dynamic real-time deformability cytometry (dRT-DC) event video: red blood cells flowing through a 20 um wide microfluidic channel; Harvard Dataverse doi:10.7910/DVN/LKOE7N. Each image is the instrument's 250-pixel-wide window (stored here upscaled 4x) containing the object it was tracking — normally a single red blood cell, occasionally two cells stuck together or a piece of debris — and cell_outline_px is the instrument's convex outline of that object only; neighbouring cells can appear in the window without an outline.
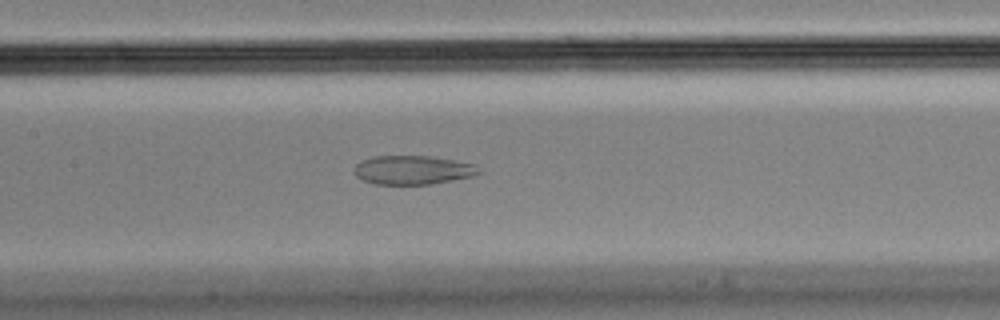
{"species": "Egyptian fruit bat (a non-hibernating species)", "species_latin": "Rousettus aegyptiacus", "temperature_condition": "cold", "stored_images_in_passage": 43, "camera_frame_rate_fps": 3000, "um_per_image_px": 0.085, "animal": {"sex": "male"}, "frame": {"image": 1, "passage_image": 13, "time_ms": 4.0, "image_size_px": [1000, 320], "cell_outline_px": [[480, 172], [472, 176], [432, 184], [376, 184], [364, 180], [356, 176], [352, 168], [360, 160], [376, 156], [432, 156], [476, 164]], "centroid_in_image_um": [35.06, 14.44], "position_along_channel_um": 172.3, "area_um2": 20.98}}
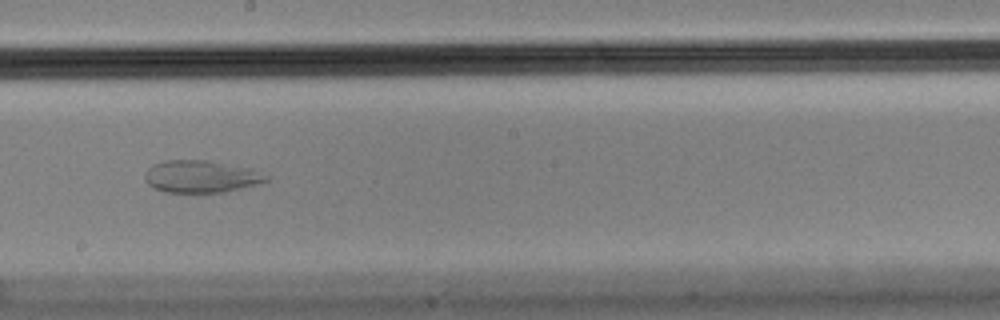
{"frame": {"image": 2, "passage_image": 18, "time_ms": 5.667, "image_size_px": [1000, 320], "cell_outline_px": [[272, 180], [224, 192], [164, 192], [148, 184], [144, 180], [144, 172], [152, 164], [164, 160], [208, 160], [252, 168], [272, 176]], "centroid_in_image_um": [17.12, 14.99], "position_along_channel_um": 231.1, "area_um2": 23.12}}
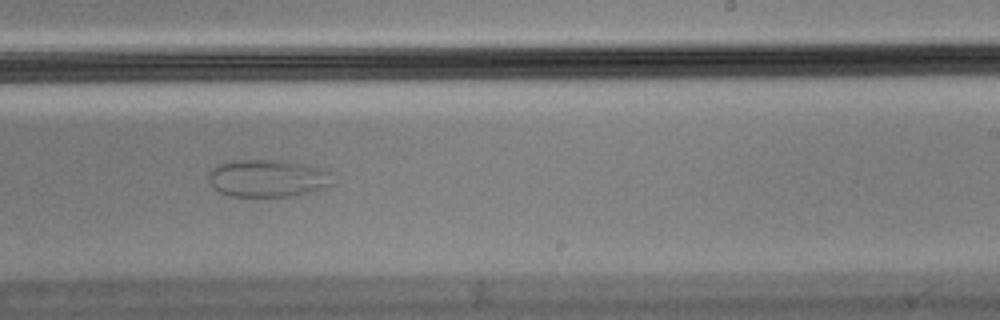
{"frame": {"image": 3, "passage_image": 21, "time_ms": 6.667, "image_size_px": [1000, 320], "cell_outline_px": [[332, 184], [308, 192], [292, 196], [232, 196], [220, 192], [212, 184], [208, 176], [208, 172], [216, 164], [224, 160], [284, 160], [324, 168], [328, 172]], "centroid_in_image_um": [22.7, 15.12], "position_along_channel_um": 266.3, "area_um2": 26.99}}